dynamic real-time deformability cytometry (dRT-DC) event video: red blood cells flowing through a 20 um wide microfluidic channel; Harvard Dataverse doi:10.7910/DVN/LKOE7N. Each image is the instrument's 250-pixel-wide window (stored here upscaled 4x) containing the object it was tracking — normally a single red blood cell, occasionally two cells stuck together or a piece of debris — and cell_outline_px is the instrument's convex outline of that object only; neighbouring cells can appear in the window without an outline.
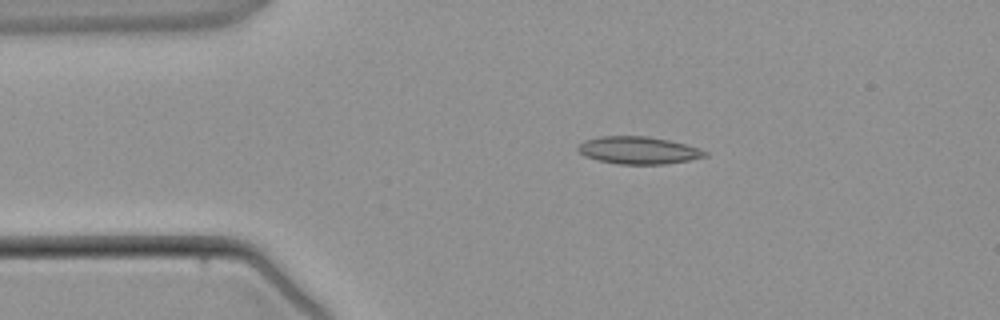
{"species": "common noctule bat (a hibernating species)", "species_latin": "Nyctalus noctula", "temperature_condition": "warm", "stored_images_in_passage": 3, "camera_frame_rate_fps": 3000, "um_per_image_px": 0.085, "animal": {"sex": "male", "body_mass_g": 21.5, "forearm_length_mm": 52.0}, "frame": {"image": 1, "passage_image": 2, "time_ms": 2.0, "image_size_px": [1000, 320], "cell_outline_px": [[708, 156], [688, 160], [664, 164], [616, 164], [584, 156], [576, 148], [584, 140], [600, 136], [648, 136], [668, 140], [700, 148], [708, 152]], "centroid_in_image_um": [54.26, 12.77], "position_along_channel_um": 30.7, "area_um2": 20.23}}